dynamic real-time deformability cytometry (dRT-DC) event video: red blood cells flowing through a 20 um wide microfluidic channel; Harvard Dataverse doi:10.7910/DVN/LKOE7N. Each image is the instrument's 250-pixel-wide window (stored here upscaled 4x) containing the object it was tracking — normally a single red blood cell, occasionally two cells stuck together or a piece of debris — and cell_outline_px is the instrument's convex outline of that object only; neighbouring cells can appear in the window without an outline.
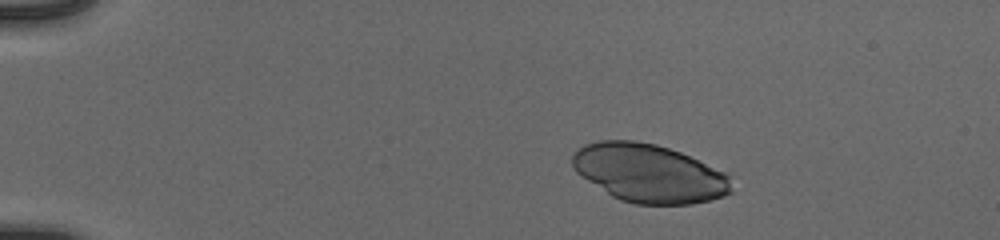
{"species": "human", "species_latin": "Homo sapiens", "temperature_condition": "cold", "stored_images_in_passage": 44, "camera_frame_rate_fps": 3000, "um_per_image_px": 0.085, "donor": {"sex": "male"}, "frame": {"image": 1, "passage_image": 1, "time_ms": 0.0, "image_size_px": [1000, 240], "cell_outline_px": [[732, 192], [724, 196], [712, 200], [692, 204], [636, 204], [620, 200], [612, 196], [576, 172], [572, 164], [572, 152], [576, 148], [584, 144], [600, 140], [636, 140], [656, 144], [680, 152], [724, 172], [728, 176]], "centroid_in_image_um": [55.14, 14.72], "position_along_channel_um": 29.9, "area_um2": 53.99}}